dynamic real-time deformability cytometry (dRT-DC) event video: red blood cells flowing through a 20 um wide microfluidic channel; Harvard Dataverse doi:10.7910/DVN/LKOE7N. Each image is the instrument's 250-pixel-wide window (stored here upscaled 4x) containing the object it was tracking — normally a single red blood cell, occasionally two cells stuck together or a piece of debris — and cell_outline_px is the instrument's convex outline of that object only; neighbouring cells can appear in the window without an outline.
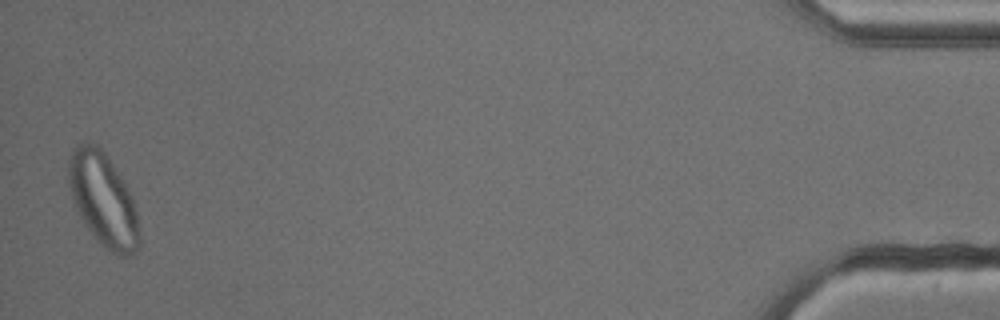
{"species": "common noctule bat (a hibernating species)", "species_latin": "Nyctalus noctula", "temperature_condition": "cold", "stored_images_in_passage": 14, "camera_frame_rate_fps": 3000, "um_per_image_px": 0.085, "animal": {"sex": "male", "body_mass_g": 13.3}, "frame": {"image": 1, "passage_image": 14, "time_ms": 16.667, "image_size_px": [1000, 320], "cell_outline_px": [[140, 248], [124, 256], [120, 256], [112, 252], [84, 224], [76, 208], [68, 184], [68, 156], [72, 148], [76, 144], [96, 144], [104, 152], [124, 180], [132, 196], [136, 208], [140, 228]], "centroid_in_image_um": [8.78, 16.93], "position_along_channel_um": 426.4, "area_um2": 38.21}}